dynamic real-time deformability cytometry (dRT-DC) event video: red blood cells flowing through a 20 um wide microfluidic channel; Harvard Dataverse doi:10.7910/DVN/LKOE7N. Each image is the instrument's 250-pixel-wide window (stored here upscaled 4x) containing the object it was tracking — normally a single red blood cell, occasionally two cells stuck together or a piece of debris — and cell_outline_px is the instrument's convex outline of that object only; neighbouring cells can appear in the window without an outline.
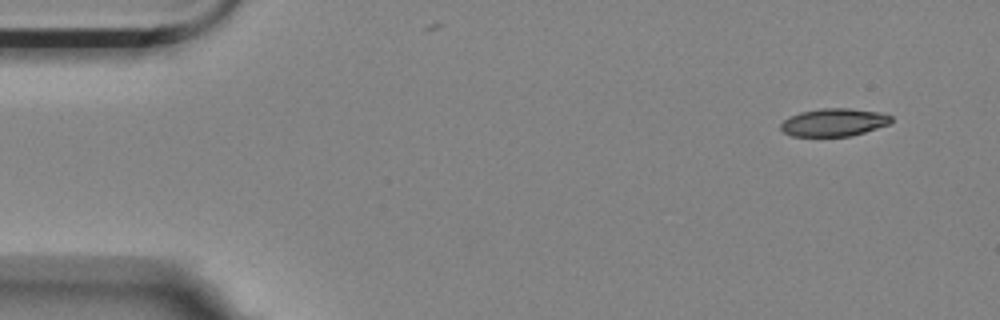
{"species": "Egyptian fruit bat (a non-hibernating species)", "species_latin": "Rousettus aegyptiacus", "temperature_condition": "room temperature", "stored_images_in_passage": 5, "camera_frame_rate_fps": 3000, "um_per_image_px": 0.085, "animal": {"sex": "female"}, "frame": {"image": 1, "passage_image": 1, "time_ms": 0.0, "image_size_px": [1000, 320], "cell_outline_px": [[892, 120], [888, 124], [852, 136], [792, 136], [784, 132], [780, 128], [780, 124], [788, 116], [800, 112], [820, 108], [848, 108], [880, 112], [892, 116]], "centroid_in_image_um": [70.85, 10.39], "position_along_channel_um": 14.1, "area_um2": 17.92}}
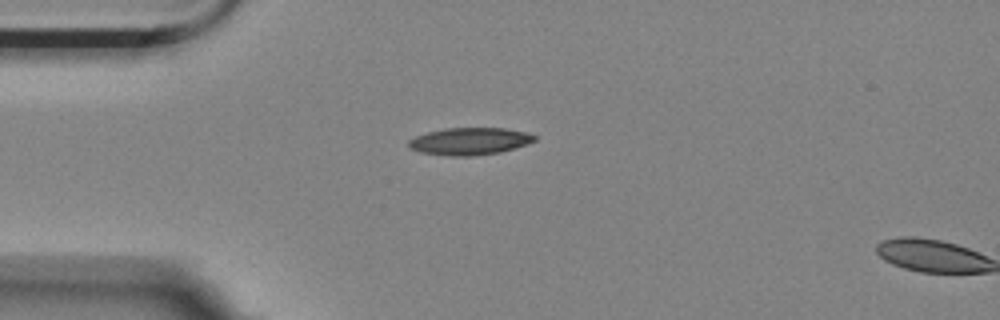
{"frame": {"image": 2, "passage_image": 4, "time_ms": 1.0, "image_size_px": [1000, 320], "cell_outline_px": [[536, 140], [500, 152], [472, 156], [448, 156], [420, 152], [412, 148], [408, 144], [408, 140], [416, 136], [428, 132], [444, 128], [504, 128], [524, 132], [536, 136]], "centroid_in_image_um": [39.88, 12.0], "position_along_channel_um": 45.1, "area_um2": 19.71}}